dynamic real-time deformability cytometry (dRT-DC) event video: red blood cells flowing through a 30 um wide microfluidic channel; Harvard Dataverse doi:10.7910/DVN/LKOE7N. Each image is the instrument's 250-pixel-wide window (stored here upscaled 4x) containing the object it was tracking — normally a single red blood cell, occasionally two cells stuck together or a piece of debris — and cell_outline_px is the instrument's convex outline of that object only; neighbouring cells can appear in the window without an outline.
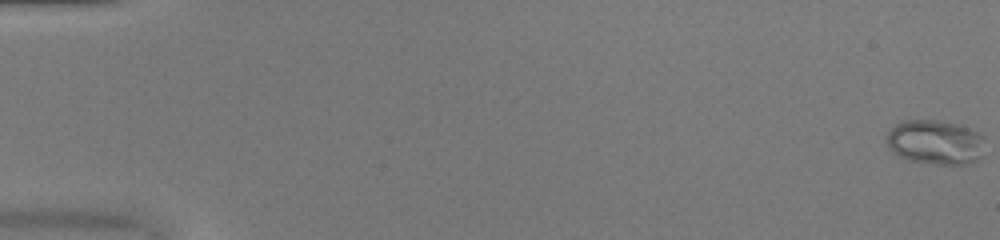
{"species": "common noctule bat (a hibernating species)", "species_latin": "Nyctalus noctula", "temperature_condition": "warm", "stored_images_in_passage": 52, "camera_frame_rate_fps": 3000, "um_per_image_px": 0.085, "animal": {"sex": "female", "body_mass_g": 20.0, "forearm_length_mm": 54.0}, "frame": {"image": 1, "passage_image": 1, "time_ms": 0.0, "image_size_px": [1000, 240], "cell_outline_px": [[984, 156], [968, 164], [932, 164], [908, 160], [892, 152], [888, 148], [884, 140], [888, 132], [896, 124], [904, 120], [940, 120], [960, 124], [984, 136]], "centroid_in_image_um": [79.5, 12.09], "position_along_channel_um": 5.5, "area_um2": 26.01}}
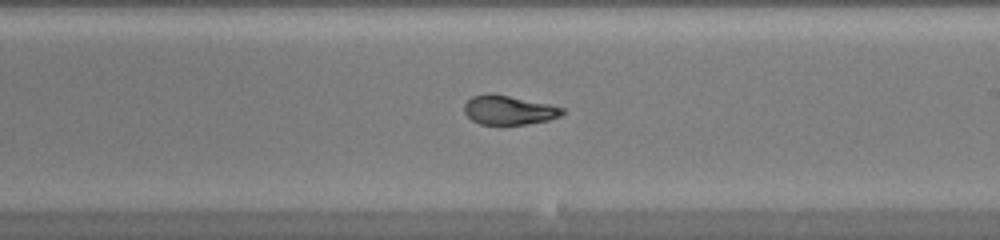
{"frame": {"image": 2, "passage_image": 32, "time_ms": 10.333, "image_size_px": [1000, 240], "cell_outline_px": [[564, 112], [560, 116], [548, 120], [524, 124], [480, 124], [472, 120], [464, 112], [464, 104], [472, 96], [488, 92], [492, 92], [548, 104], [564, 108]], "centroid_in_image_um": [43.21, 9.34], "position_along_channel_um": 245.8, "area_um2": 16.65}}
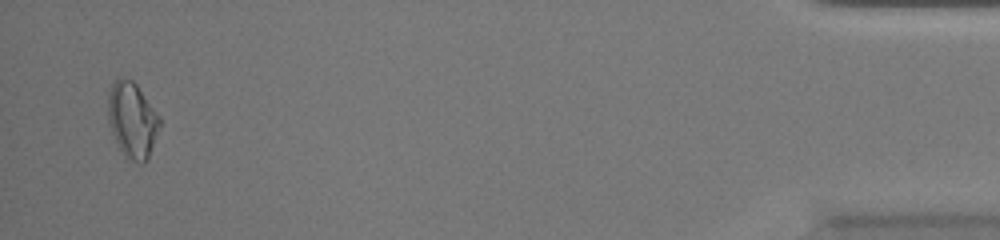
{"frame": {"image": 3, "passage_image": 51, "time_ms": 16.667, "image_size_px": [1000, 240], "cell_outline_px": [[160, 128], [148, 156], [144, 164], [140, 164], [124, 156], [112, 132], [108, 120], [108, 92], [112, 84], [116, 80], [132, 80], [136, 84], [160, 116]], "centroid_in_image_um": [11.25, 10.22], "position_along_channel_um": 423.9, "area_um2": 22.43}}